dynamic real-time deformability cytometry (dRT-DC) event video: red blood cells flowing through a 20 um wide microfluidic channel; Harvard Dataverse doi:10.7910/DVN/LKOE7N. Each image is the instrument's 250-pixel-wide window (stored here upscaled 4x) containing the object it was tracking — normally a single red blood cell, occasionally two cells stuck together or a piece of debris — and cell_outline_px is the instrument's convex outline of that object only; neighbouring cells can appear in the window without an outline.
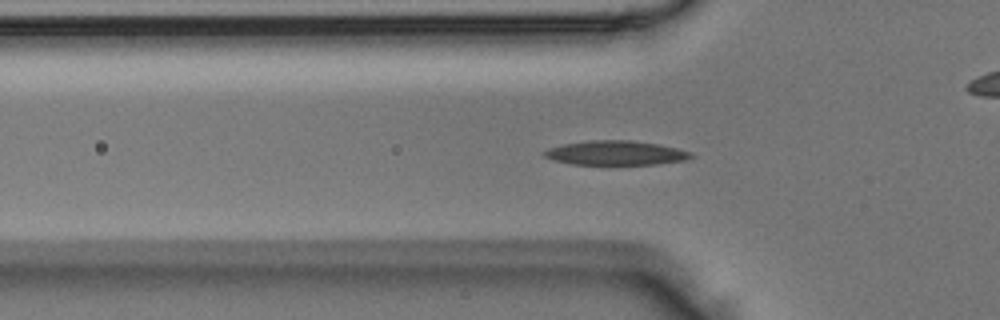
{"species": "Egyptian fruit bat (a non-hibernating species)", "species_latin": "Rousettus aegyptiacus", "temperature_condition": "room temperature", "stored_images_in_passage": 50, "camera_frame_rate_fps": 3000, "um_per_image_px": 0.085, "animal": {"sex": "male"}, "frame": {"image": 1, "passage_image": 15, "time_ms": 4.667, "image_size_px": [1000, 320], "cell_outline_px": [[696, 156], [684, 160], [656, 164], [572, 164], [552, 160], [544, 156], [540, 152], [548, 148], [564, 144], [592, 140], [632, 140], [656, 144], [676, 148], [692, 152]], "centroid_in_image_um": [52.31, 13.0], "position_along_channel_um": 73.5, "area_um2": 20.75}}
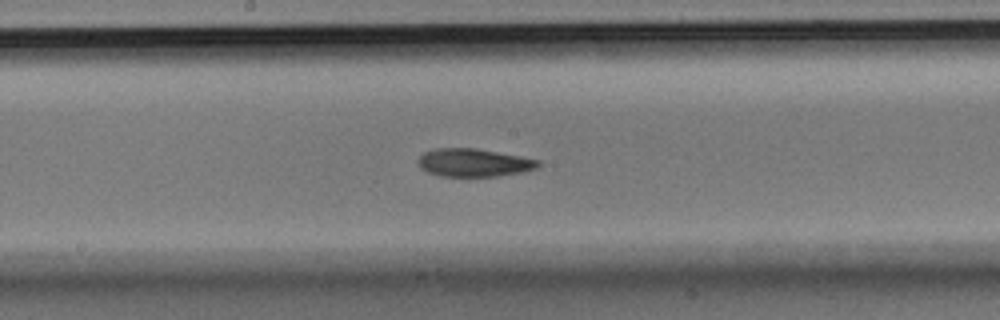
{"frame": {"image": 2, "passage_image": 25, "time_ms": 8.0, "image_size_px": [1000, 320], "cell_outline_px": [[540, 164], [536, 168], [524, 172], [496, 176], [440, 176], [428, 172], [420, 168], [416, 160], [424, 152], [436, 148], [476, 148], [520, 156], [540, 160]], "centroid_in_image_um": [40.25, 13.82], "position_along_channel_um": 207.9, "area_um2": 19.65}}
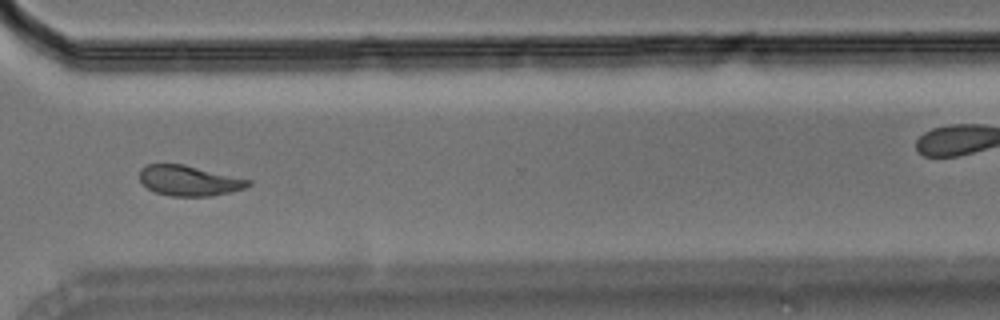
{"frame": {"image": 3, "passage_image": 36, "time_ms": 11.667, "image_size_px": [1000, 320], "cell_outline_px": [[252, 184], [244, 188], [212, 196], [172, 196], [156, 192], [148, 188], [140, 180], [140, 168], [148, 164], [184, 164], [252, 180]], "centroid_in_image_um": [16.08, 15.35], "position_along_channel_um": 354.5, "area_um2": 19.07}}